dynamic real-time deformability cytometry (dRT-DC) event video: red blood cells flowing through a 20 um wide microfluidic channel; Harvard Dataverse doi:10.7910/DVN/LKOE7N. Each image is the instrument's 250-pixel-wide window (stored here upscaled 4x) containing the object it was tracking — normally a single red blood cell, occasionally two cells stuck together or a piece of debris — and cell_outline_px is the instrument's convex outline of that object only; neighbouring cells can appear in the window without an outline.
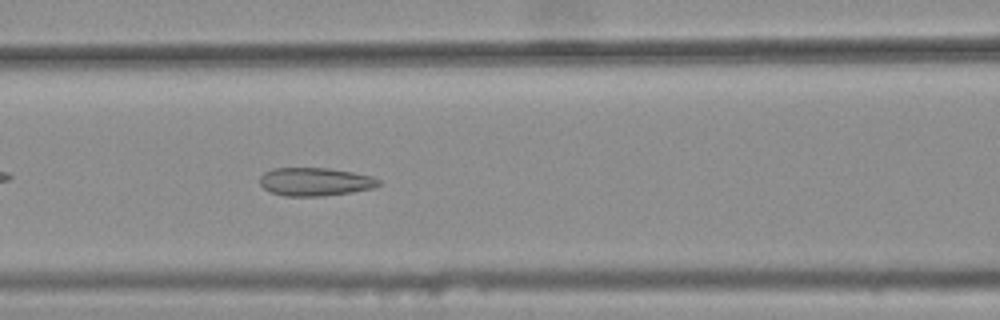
{"species": "common noctule bat (a hibernating species)", "species_latin": "Nyctalus noctula", "temperature_condition": "warm", "stored_images_in_passage": 29, "camera_frame_rate_fps": 3000, "um_per_image_px": 0.085, "animal": {"sex": "female", "body_mass_g": 25.1}, "frame": {"image": 1, "passage_image": 10, "time_ms": 3.0, "image_size_px": [1000, 320], "cell_outline_px": [[380, 184], [376, 188], [352, 192], [324, 196], [284, 196], [272, 192], [264, 188], [260, 184], [260, 176], [264, 172], [272, 168], [328, 168], [352, 172], [372, 176], [380, 180]], "centroid_in_image_um": [26.8, 15.45], "position_along_channel_um": 139.8, "area_um2": 19.65}}
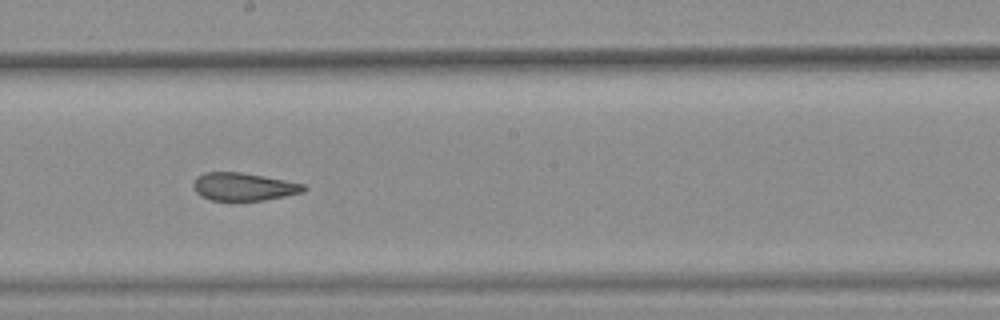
{"frame": {"image": 2, "passage_image": 17, "time_ms": 5.333, "image_size_px": [1000, 320], "cell_outline_px": [[308, 188], [304, 192], [264, 200], [212, 200], [200, 196], [196, 192], [192, 184], [196, 176], [204, 172], [240, 172], [304, 184]], "centroid_in_image_um": [20.67, 15.87], "position_along_channel_um": 227.5, "area_um2": 17.8}}
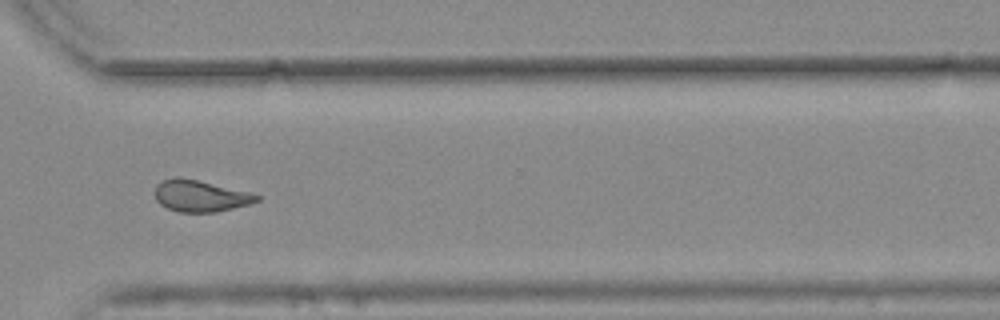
{"frame": {"image": 3, "passage_image": 27, "time_ms": 8.667, "image_size_px": [1000, 320], "cell_outline_px": [[260, 200], [248, 204], [216, 212], [180, 212], [168, 208], [160, 204], [156, 200], [156, 184], [164, 180], [176, 176], [180, 176], [248, 192], [260, 196]], "centroid_in_image_um": [17.0, 16.65], "position_along_channel_um": 353.6, "area_um2": 18.44}, "authors_computed_cell_mechanics": {"area_um2": 18.7272, "velocity_mm_per_s": 3.766, "shape_relaxation_time_tau1_ms": null, "shape_relaxation_time_tau2_ms": 2.0393, "deformation_change_tau1": null, "deformation_change_tau2": 0.0972}}